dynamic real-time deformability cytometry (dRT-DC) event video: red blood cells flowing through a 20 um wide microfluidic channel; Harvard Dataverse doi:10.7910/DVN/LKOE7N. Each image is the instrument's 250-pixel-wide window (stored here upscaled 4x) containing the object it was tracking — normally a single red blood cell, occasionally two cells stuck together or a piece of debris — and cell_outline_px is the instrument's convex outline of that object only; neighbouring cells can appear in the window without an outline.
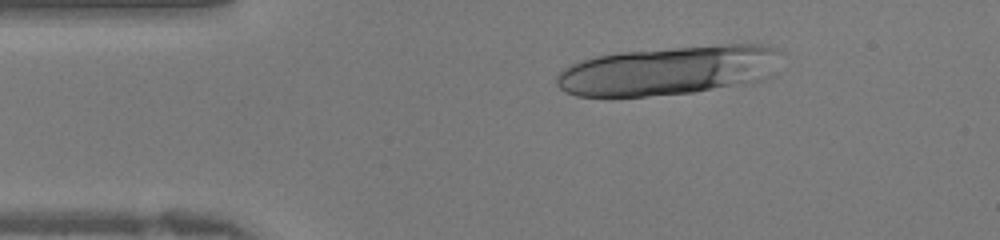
{"species": "human", "species_latin": "Homo sapiens", "temperature_condition": "warm", "stored_images_in_passage": 40, "segment_of_instrument_passage": [1, 2], "camera_frame_rate_fps": 3000, "um_per_image_px": 0.085, "donor": {"sex": "female"}, "frame": {"image": 1, "passage_image": 6, "time_ms": 1.667, "image_size_px": [1000, 240], "cell_outline_px": [[784, 52], [776, 72], [768, 80], [744, 84], [692, 92], [644, 96], [576, 96], [564, 92], [556, 84], [556, 76], [564, 68], [580, 60], [596, 56], [620, 52], [672, 48], [728, 44], [768, 44]], "centroid_in_image_um": [56.96, 5.99], "position_along_channel_um": 28.0, "area_um2": 64.97}}